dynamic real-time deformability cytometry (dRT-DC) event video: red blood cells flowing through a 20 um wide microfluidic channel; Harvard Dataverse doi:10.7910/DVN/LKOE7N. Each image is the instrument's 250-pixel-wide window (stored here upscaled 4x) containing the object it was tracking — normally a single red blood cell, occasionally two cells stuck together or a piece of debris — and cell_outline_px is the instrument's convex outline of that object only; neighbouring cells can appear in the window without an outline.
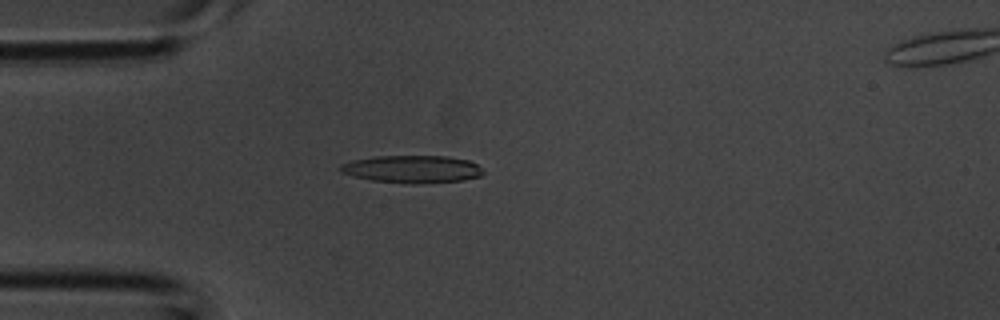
{"species": "common noctule bat (a hibernating species)", "species_latin": "Nyctalus noctula", "temperature_condition": "room temperature", "stored_images_in_passage": 2, "camera_frame_rate_fps": 3000, "um_per_image_px": 0.085, "animal": {"sex": "male", "body_mass_g": 20.1, "forearm_length_mm": 53.5}, "frame": {"image": 1, "passage_image": 2, "time_ms": 0.333, "image_size_px": [1000, 320], "cell_outline_px": [[484, 172], [480, 176], [464, 180], [416, 184], [412, 184], [372, 180], [352, 176], [340, 172], [340, 164], [352, 160], [372, 156], [448, 156], [468, 160], [476, 164]], "centroid_in_image_um": [35.01, 14.37], "position_along_channel_um": 50.0, "area_um2": 23.0}}